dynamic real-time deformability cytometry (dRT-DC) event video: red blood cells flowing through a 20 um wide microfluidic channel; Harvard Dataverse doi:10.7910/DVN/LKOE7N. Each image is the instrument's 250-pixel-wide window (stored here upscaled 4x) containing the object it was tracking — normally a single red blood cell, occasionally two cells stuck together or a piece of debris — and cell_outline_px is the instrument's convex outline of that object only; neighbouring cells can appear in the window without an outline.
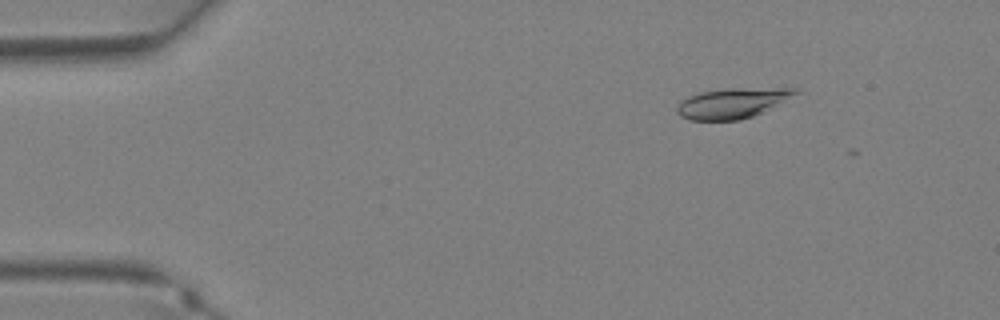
{"species": "Egyptian fruit bat (a non-hibernating species)", "species_latin": "Rousettus aegyptiacus", "temperature_condition": "warm", "stored_images_in_passage": 8, "camera_frame_rate_fps": 3000, "um_per_image_px": 0.085, "animal": {"sex": "female"}, "frame": {"image": 1, "passage_image": 1, "time_ms": 0.0, "image_size_px": [1000, 320], "cell_outline_px": [[800, 92], [752, 116], [740, 120], [692, 120], [680, 116], [676, 112], [676, 108], [680, 100], [696, 92], [728, 88], [796, 88]], "centroid_in_image_um": [62.16, 8.75], "position_along_channel_um": 22.8, "area_um2": 20.69}}